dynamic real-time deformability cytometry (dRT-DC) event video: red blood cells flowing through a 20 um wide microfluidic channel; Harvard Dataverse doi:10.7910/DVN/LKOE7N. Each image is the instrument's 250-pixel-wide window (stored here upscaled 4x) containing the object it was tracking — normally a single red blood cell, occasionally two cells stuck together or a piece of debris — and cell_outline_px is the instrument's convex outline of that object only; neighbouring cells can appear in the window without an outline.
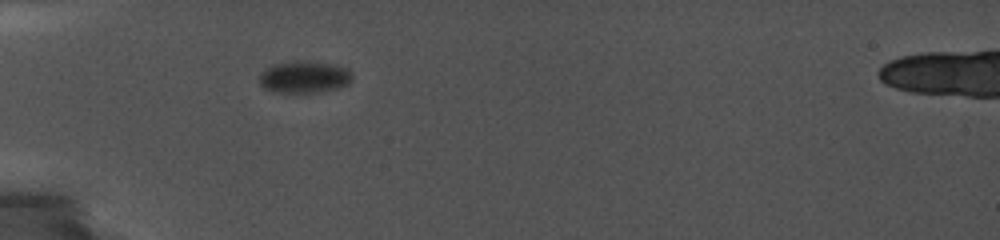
{"species": "common noctule bat (a hibernating species)", "species_latin": "Nyctalus noctula", "temperature_condition": "cold", "stored_images_in_passage": 5, "camera_frame_rate_fps": 5000, "um_per_image_px": 0.085, "animal": {"sex": "female", "body_mass_g": 19.0, "forearm_length_mm": 56.7}, "frame": {"image": 1, "passage_image": 1, "time_ms": 0.0, "image_size_px": [1000, 240], "cell_outline_px": [[352, 80], [348, 84], [340, 88], [320, 92], [272, 92], [264, 88], [260, 84], [260, 72], [264, 68], [272, 64], [296, 60], [308, 60], [336, 64], [348, 68], [352, 72]], "centroid_in_image_um": [25.88, 6.52], "position_along_channel_um": 59.1, "area_um2": 17.86}}